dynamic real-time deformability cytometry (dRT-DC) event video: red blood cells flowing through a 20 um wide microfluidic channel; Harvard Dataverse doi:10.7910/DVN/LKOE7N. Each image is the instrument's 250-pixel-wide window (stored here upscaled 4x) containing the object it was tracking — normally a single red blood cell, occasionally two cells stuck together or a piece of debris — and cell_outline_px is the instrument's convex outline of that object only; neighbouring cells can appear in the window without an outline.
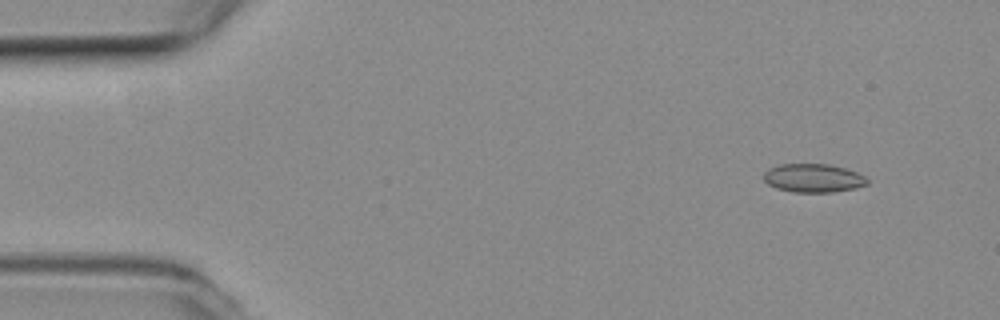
{"species": "common noctule bat (a hibernating species)", "species_latin": "Nyctalus noctula", "temperature_condition": "room temperature", "stored_images_in_passage": 53, "camera_frame_rate_fps": 3000, "um_per_image_px": 0.085, "animal": {"sex": "female", "body_mass_g": 19.3, "forearm_length_mm": 54.1}, "frame": {"image": 1, "passage_image": 4, "time_ms": 1.0, "image_size_px": [1000, 320], "cell_outline_px": [[868, 184], [856, 188], [832, 192], [792, 192], [776, 188], [768, 184], [764, 180], [764, 172], [768, 168], [780, 164], [828, 164], [844, 168], [856, 172], [864, 176], [868, 180]], "centroid_in_image_um": [69.11, 15.14], "position_along_channel_um": 15.9, "area_um2": 17.22}}
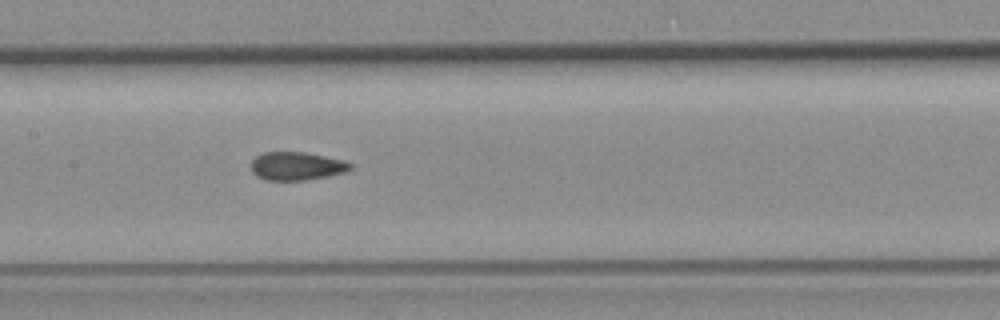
{"frame": {"image": 2, "passage_image": 25, "time_ms": 8.0, "image_size_px": [1000, 320], "cell_outline_px": [[352, 168], [344, 172], [328, 176], [304, 180], [268, 180], [256, 176], [252, 172], [252, 160], [256, 156], [264, 152], [304, 152], [344, 160], [352, 164]], "centroid_in_image_um": [25.21, 14.11], "position_along_channel_um": 182.2, "area_um2": 16.24}}
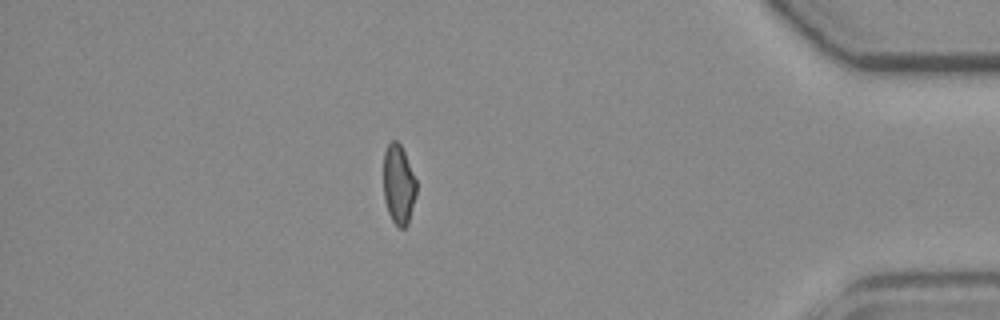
{"frame": {"image": 3, "passage_image": 46, "time_ms": 15.0, "image_size_px": [1000, 320], "cell_outline_px": [[416, 196], [408, 224], [404, 228], [400, 228], [392, 220], [388, 212], [384, 200], [384, 152], [388, 144], [392, 140], [396, 140], [400, 144], [404, 152], [416, 180]], "centroid_in_image_um": [33.88, 15.7], "position_along_channel_um": 401.3, "area_um2": 15.2}, "authors_computed_cell_mechanics": {"area_um2": 16.5886, "velocity_mm_per_s": 3.7795, "shape_relaxation_time_tau1_ms": null, "shape_relaxation_time_tau2_ms": 1.2135, "deformation_change_tau1": null, "deformation_change_tau2": 0.0637}}